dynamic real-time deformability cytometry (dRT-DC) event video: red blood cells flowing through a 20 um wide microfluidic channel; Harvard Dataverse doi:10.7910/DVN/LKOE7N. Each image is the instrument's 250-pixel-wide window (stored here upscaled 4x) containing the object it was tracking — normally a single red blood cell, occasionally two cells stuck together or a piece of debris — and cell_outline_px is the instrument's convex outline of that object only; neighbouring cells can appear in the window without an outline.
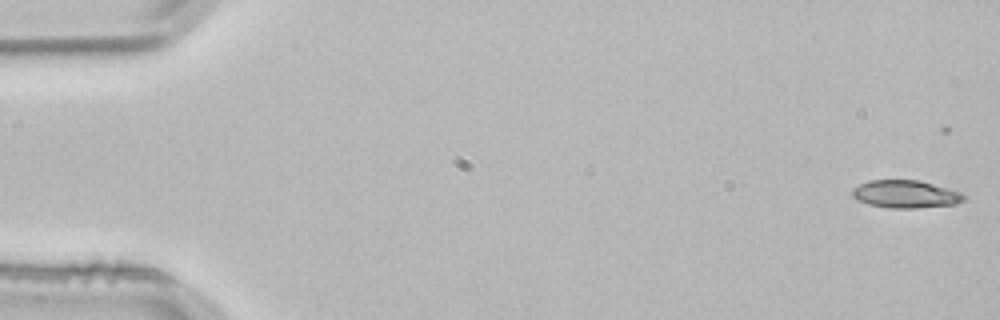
{"species": "common noctule bat (a hibernating species)", "species_latin": "Nyctalus noctula", "temperature_condition": "room temperature", "stored_images_in_passage": 5, "segment_of_instrument_passage": [1, 2], "camera_frame_rate_fps": 3000, "um_per_image_px": 0.085, "animal": {"sex": "male", "body_mass_g": 21.5, "forearm_length_mm": 52.0}, "frame": {"image": 1, "passage_image": 1, "time_ms": 0.0, "image_size_px": [1000, 320], "cell_outline_px": [[964, 200], [956, 204], [916, 208], [892, 208], [868, 204], [856, 200], [852, 196], [852, 188], [868, 180], [920, 180], [948, 188], [960, 192], [964, 196]], "centroid_in_image_um": [76.94, 16.5], "position_along_channel_um": 8.1, "area_um2": 18.03}}
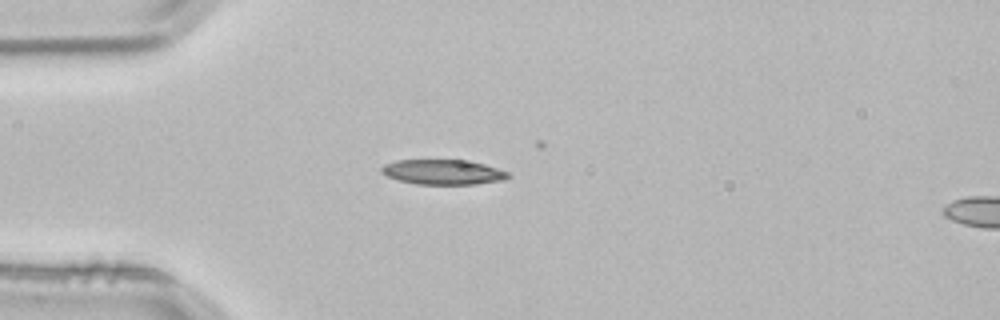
{"frame": {"image": 2, "passage_image": 4, "time_ms": 1.0, "image_size_px": [1000, 320], "cell_outline_px": [[512, 176], [504, 180], [476, 184], [416, 184], [396, 180], [380, 172], [380, 168], [384, 164], [396, 160], [472, 160], [508, 172]], "centroid_in_image_um": [37.65, 14.62], "position_along_channel_um": 47.3, "area_um2": 18.61}}